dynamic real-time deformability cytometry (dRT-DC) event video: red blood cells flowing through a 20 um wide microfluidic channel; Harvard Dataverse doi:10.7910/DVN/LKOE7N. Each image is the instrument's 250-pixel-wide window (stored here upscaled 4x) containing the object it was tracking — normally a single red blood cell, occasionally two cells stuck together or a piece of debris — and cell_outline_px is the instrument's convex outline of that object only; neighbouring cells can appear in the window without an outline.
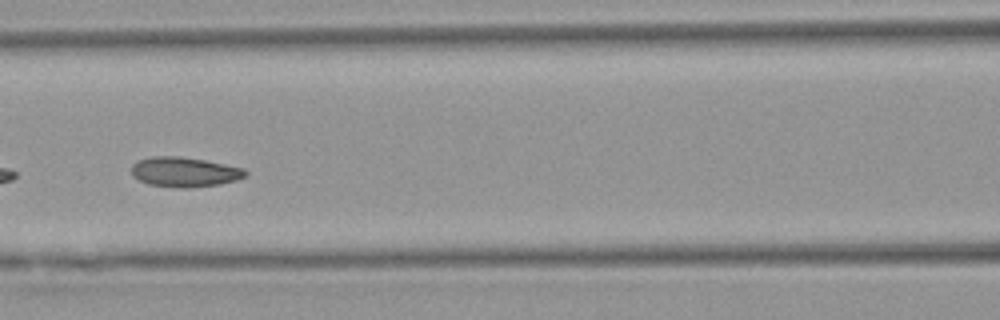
{"species": "Egyptian fruit bat (a non-hibernating species)", "species_latin": "Rousettus aegyptiacus", "temperature_condition": "warm", "stored_images_in_passage": 33, "camera_frame_rate_fps": 3000, "um_per_image_px": 0.085, "animal": {"sex": "female"}, "frame": {"image": 1, "passage_image": 24, "time_ms": 7.667, "image_size_px": [1000, 320], "cell_outline_px": [[248, 176], [236, 180], [220, 184], [188, 188], [176, 188], [148, 184], [132, 176], [132, 164], [136, 160], [152, 156], [180, 156], [204, 160], [244, 168], [248, 172]], "centroid_in_image_um": [15.68, 14.62], "position_along_channel_um": 150.9, "area_um2": 20.0}}